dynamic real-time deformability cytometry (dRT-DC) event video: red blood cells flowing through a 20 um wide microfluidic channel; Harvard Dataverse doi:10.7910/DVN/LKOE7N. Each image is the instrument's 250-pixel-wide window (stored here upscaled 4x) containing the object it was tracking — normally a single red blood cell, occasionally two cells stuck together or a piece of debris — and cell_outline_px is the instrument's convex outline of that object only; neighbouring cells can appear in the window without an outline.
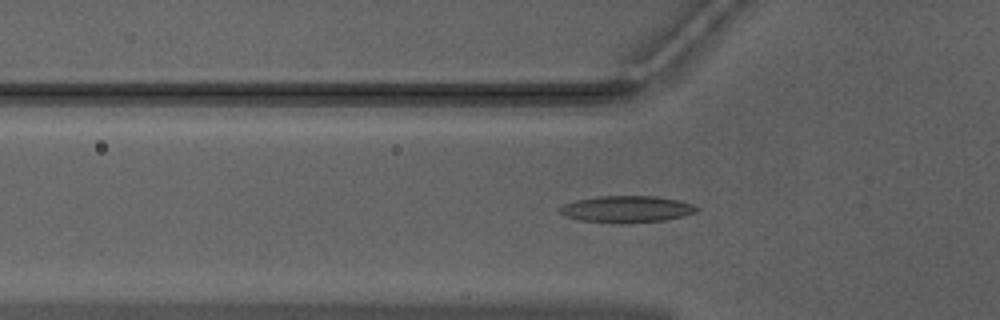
{"species": "Egyptian fruit bat (a non-hibernating species)", "species_latin": "Rousettus aegyptiacus", "temperature_condition": "warm", "stored_images_in_passage": 51, "camera_frame_rate_fps": 3000, "um_per_image_px": 0.085, "animal": {"sex": "male"}, "frame": {"image": 1, "passage_image": 17, "time_ms": 5.333, "image_size_px": [1000, 320], "cell_outline_px": [[700, 208], [696, 212], [684, 216], [664, 220], [628, 224], [616, 224], [580, 220], [564, 216], [556, 212], [556, 208], [564, 204], [576, 200], [596, 196], [656, 196], [680, 200], [692, 204]], "centroid_in_image_um": [53.22, 17.79], "position_along_channel_um": 72.6, "area_um2": 21.85}}
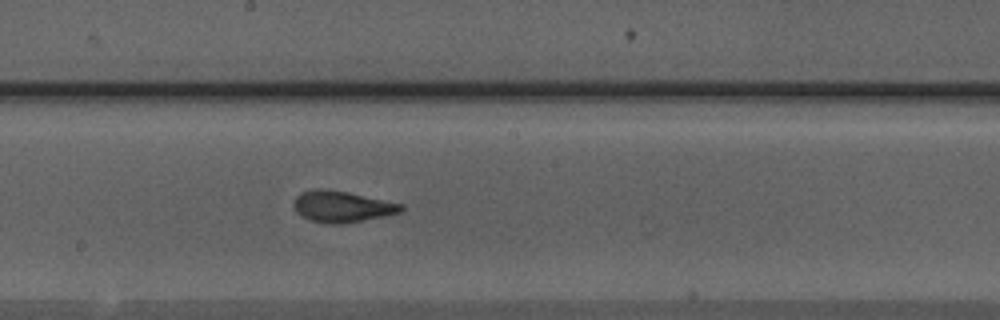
{"frame": {"image": 2, "passage_image": 28, "time_ms": 9.0, "image_size_px": [1000, 320], "cell_outline_px": [[404, 208], [400, 212], [384, 216], [340, 224], [328, 224], [312, 220], [300, 216], [296, 212], [292, 204], [296, 196], [300, 192], [312, 188], [320, 188], [348, 192], [404, 204]], "centroid_in_image_um": [29.02, 17.54], "position_along_channel_um": 219.2, "area_um2": 19.65}}
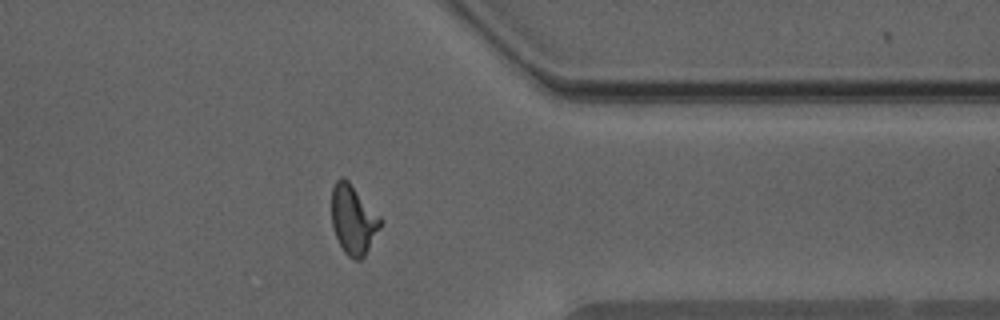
{"frame": {"image": 3, "passage_image": 41, "time_ms": 13.333, "image_size_px": [1000, 320], "cell_outline_px": [[384, 220], [380, 228], [364, 256], [360, 260], [356, 260], [348, 256], [344, 252], [336, 236], [332, 224], [332, 188], [336, 180], [340, 176], [344, 176], [348, 180]], "centroid_in_image_um": [30.04, 18.64], "position_along_channel_um": 381.4, "area_um2": 19.71}, "authors_computed_cell_mechanics": {"area_um2": 19.363, "velocity_mm_per_s": 3.9771, "shape_relaxation_time_tau1_ms": 6.579, "shape_relaxation_time_tau2_ms": 1.6424, "deformation_change_tau1": 0.217, "deformation_change_tau2": 0.106}}